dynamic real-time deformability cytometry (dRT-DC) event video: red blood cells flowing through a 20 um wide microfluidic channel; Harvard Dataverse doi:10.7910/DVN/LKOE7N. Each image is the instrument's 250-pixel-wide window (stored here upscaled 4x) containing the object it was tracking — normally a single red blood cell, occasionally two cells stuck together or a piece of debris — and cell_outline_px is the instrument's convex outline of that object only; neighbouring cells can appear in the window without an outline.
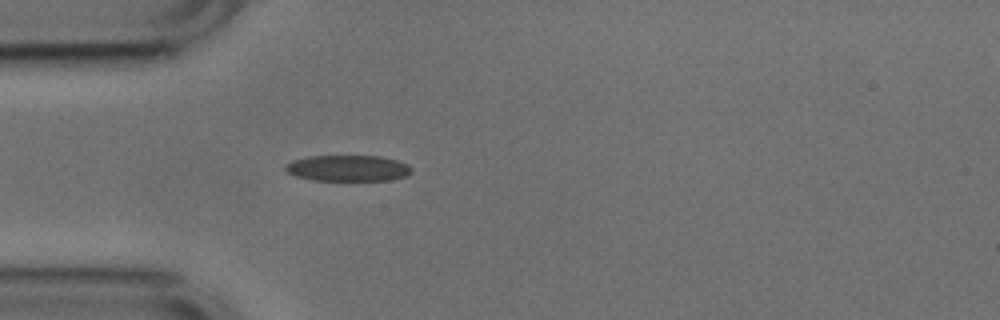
{"species": "common noctule bat (a hibernating species)", "species_latin": "Nyctalus noctula", "temperature_condition": "cold", "stored_images_in_passage": 18, "camera_frame_rate_fps": 3000, "um_per_image_px": 0.085, "animal": {"sex": "male", "body_mass_g": 17.9, "forearm_length_mm": 54.2}, "frame": {"image": 1, "passage_image": 1, "time_ms": 0.0, "image_size_px": [1000, 320], "cell_outline_px": [[412, 172], [408, 176], [388, 180], [312, 180], [296, 176], [288, 172], [284, 168], [284, 164], [292, 160], [308, 156], [380, 156], [396, 160], [408, 164], [412, 168]], "centroid_in_image_um": [29.57, 14.29], "position_along_channel_um": 55.4, "area_um2": 19.25}}